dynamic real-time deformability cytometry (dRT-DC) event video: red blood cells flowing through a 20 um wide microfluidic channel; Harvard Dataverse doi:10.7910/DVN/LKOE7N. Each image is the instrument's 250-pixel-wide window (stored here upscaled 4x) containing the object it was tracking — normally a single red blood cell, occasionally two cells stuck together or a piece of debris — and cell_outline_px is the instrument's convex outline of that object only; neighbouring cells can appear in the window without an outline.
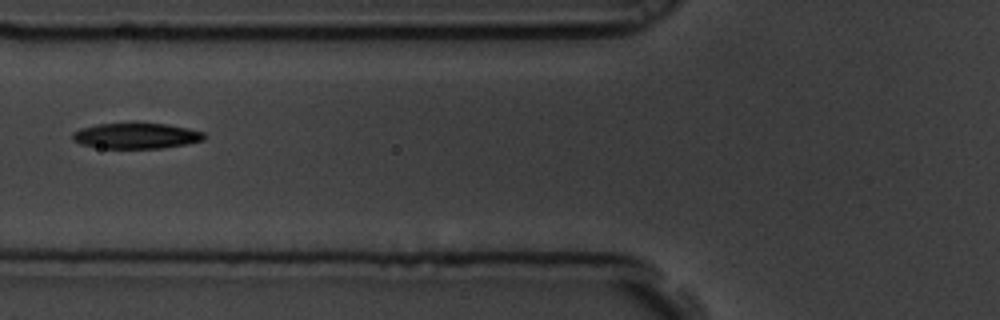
{"species": "common noctule bat (a hibernating species)", "species_latin": "Nyctalus noctula", "temperature_condition": "room temperature", "stored_images_in_passage": 16, "camera_frame_rate_fps": 3000, "um_per_image_px": 0.085, "animal": {"sex": "male", "body_mass_g": 19.5, "forearm_length_mm": 54.6}, "frame": {"image": 1, "passage_image": 7, "time_ms": 2.0, "image_size_px": [1000, 320], "cell_outline_px": [[204, 140], [188, 144], [164, 148], [100, 148], [80, 144], [72, 140], [72, 132], [80, 128], [96, 124], [132, 120], [136, 120], [168, 124], [188, 128], [204, 132]], "centroid_in_image_um": [11.55, 11.49], "position_along_channel_um": 114.3, "area_um2": 20.75}}
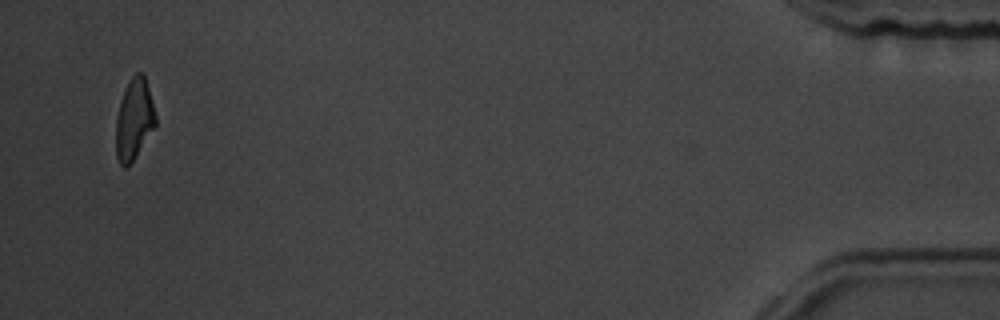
{"frame": {"image": 2, "passage_image": 16, "time_ms": 5.0, "image_size_px": [1000, 320], "cell_outline_px": [[156, 124], [132, 160], [124, 168], [120, 164], [116, 156], [116, 120], [120, 100], [124, 88], [132, 76], [136, 72], [140, 72], [144, 76], [148, 88], [156, 116]], "centroid_in_image_um": [11.37, 10.11], "position_along_channel_um": 423.8, "area_um2": 18.26}}